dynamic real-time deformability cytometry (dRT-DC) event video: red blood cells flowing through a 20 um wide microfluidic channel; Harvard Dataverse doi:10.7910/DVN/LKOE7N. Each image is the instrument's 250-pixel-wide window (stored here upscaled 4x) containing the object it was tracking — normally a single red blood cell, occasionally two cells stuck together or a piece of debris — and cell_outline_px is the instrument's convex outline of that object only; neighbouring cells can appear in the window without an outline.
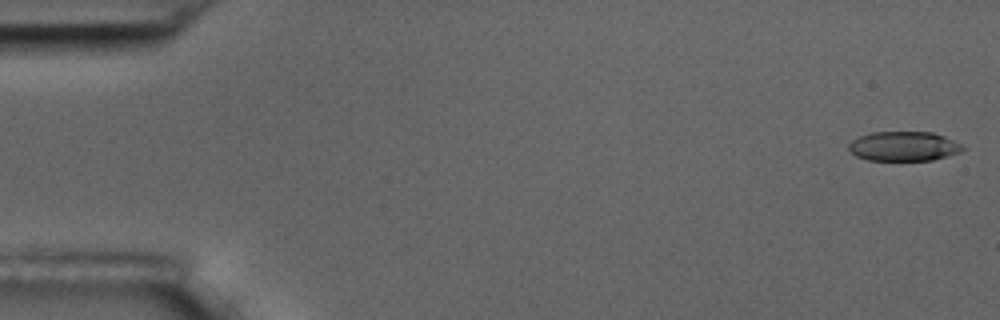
{"species": "common noctule bat (a hibernating species)", "species_latin": "Nyctalus noctula", "temperature_condition": "room temperature", "stored_images_in_passage": 56, "camera_frame_rate_fps": 3000, "um_per_image_px": 0.085, "animal": {"sex": "male", "body_mass_g": 17.5, "forearm_length_mm": 52.3}, "frame": {"image": 1, "passage_image": 1, "time_ms": 0.0, "image_size_px": [1000, 320], "cell_outline_px": [[964, 148], [960, 152], [948, 156], [932, 160], [868, 160], [856, 156], [848, 148], [848, 144], [852, 140], [860, 136], [872, 132], [932, 132], [944, 136], [964, 144]], "centroid_in_image_um": [76.84, 12.43], "position_along_channel_um": 8.2, "area_um2": 19.65}}
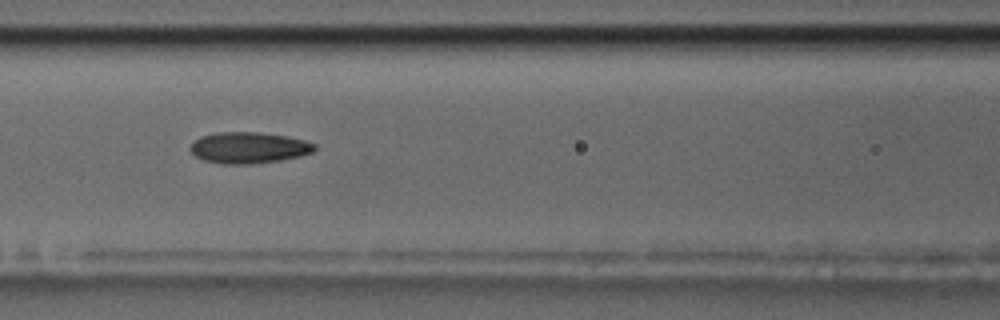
{"frame": {"image": 2, "passage_image": 24, "time_ms": 7.667, "image_size_px": [1000, 320], "cell_outline_px": [[316, 148], [312, 152], [300, 156], [280, 160], [248, 164], [224, 164], [204, 160], [196, 156], [188, 148], [200, 136], [216, 132], [260, 132], [288, 136], [304, 140], [316, 144]], "centroid_in_image_um": [21.15, 12.54], "position_along_channel_um": 145.5, "area_um2": 22.6}}
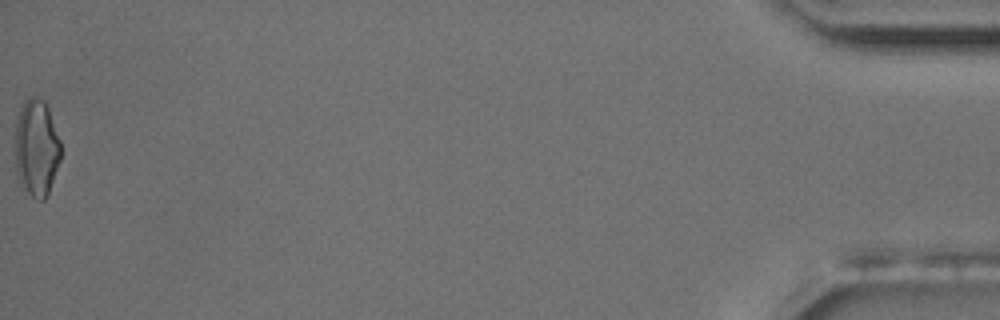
{"frame": {"image": 3, "passage_image": 56, "time_ms": 18.333, "image_size_px": [1000, 320], "cell_outline_px": [[60, 160], [48, 196], [44, 200], [40, 200], [32, 196], [20, 184], [16, 172], [16, 120], [20, 108], [24, 100], [28, 96], [32, 96], [44, 100], [48, 108], [60, 140]], "centroid_in_image_um": [3.1, 12.57], "position_along_channel_um": 432.1, "area_um2": 25.84}, "authors_computed_cell_mechanics": {"area_um2": 21.7906, "velocity_mm_per_s": 3.622, "shape_relaxation_time_tau1_ms": 6.5434, "shape_relaxation_time_tau2_ms": 2.0119, "deformation_change_tau1": 0.1608, "deformation_change_tau2": 0.0871}}